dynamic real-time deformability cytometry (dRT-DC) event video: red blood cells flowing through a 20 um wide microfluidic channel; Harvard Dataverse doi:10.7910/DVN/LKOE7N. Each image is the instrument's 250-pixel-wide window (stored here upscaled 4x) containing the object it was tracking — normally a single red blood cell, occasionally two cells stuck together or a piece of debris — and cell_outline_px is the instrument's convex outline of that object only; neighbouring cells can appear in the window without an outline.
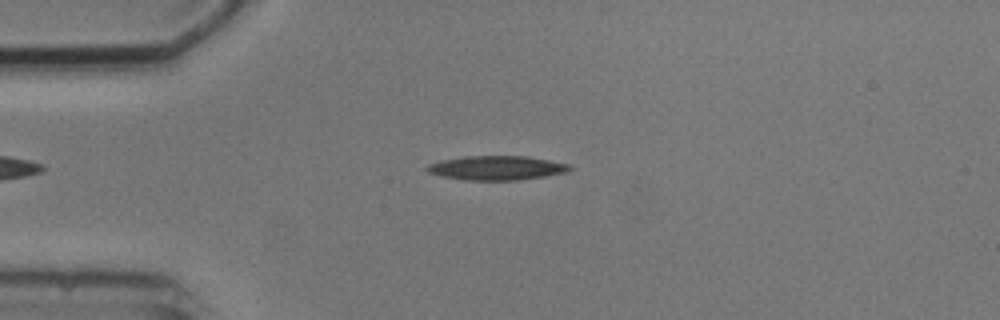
{"species": "common noctule bat (a hibernating species)", "species_latin": "Nyctalus noctula", "temperature_condition": "cold", "stored_images_in_passage": 7, "camera_frame_rate_fps": 3000, "um_per_image_px": 0.085, "animal": {"sex": "male", "body_mass_g": 20.5, "forearm_length_mm": 52.5}, "frame": {"image": 1, "passage_image": 3, "time_ms": 2.333, "image_size_px": [1000, 320], "cell_outline_px": [[572, 168], [568, 172], [544, 176], [516, 180], [464, 180], [440, 176], [428, 172], [424, 168], [428, 164], [440, 160], [464, 156], [528, 156], [568, 164]], "centroid_in_image_um": [42.16, 14.27], "position_along_channel_um": 42.8, "area_um2": 20.17}}
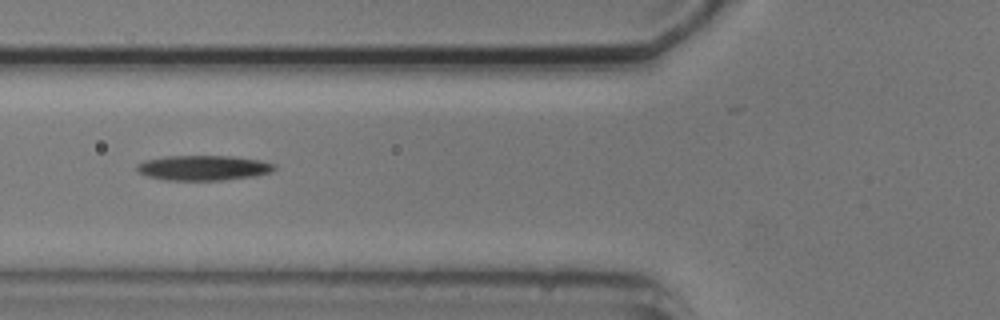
{"frame": {"image": 2, "passage_image": 5, "time_ms": 4.667, "image_size_px": [1000, 320], "cell_outline_px": [[276, 168], [272, 172], [256, 176], [224, 180], [164, 180], [148, 176], [136, 172], [136, 164], [144, 160], [164, 156], [232, 156], [260, 160], [276, 164]], "centroid_in_image_um": [17.28, 14.27], "position_along_channel_um": 108.5, "area_um2": 20.35}}
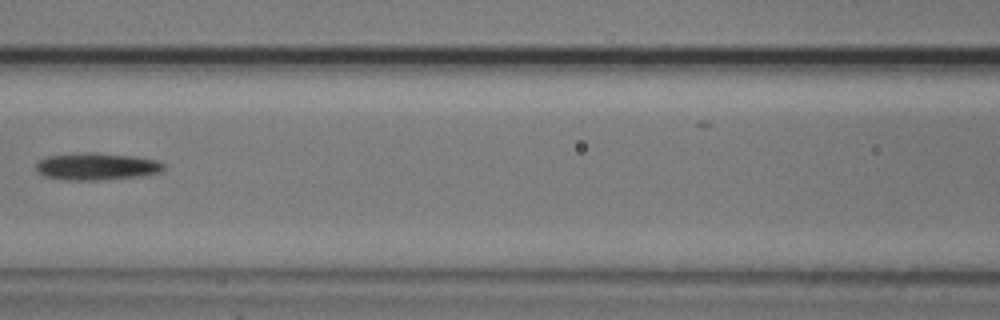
{"frame": {"image": 3, "passage_image": 6, "time_ms": 6.0, "image_size_px": [1000, 320], "cell_outline_px": [[164, 168], [160, 172], [148, 176], [96, 180], [64, 180], [44, 176], [36, 172], [36, 164], [40, 160], [48, 156], [88, 152], [96, 152], [132, 156], [156, 160], [164, 164]], "centroid_in_image_um": [8.22, 14.16], "position_along_channel_um": 158.4, "area_um2": 20.35}}